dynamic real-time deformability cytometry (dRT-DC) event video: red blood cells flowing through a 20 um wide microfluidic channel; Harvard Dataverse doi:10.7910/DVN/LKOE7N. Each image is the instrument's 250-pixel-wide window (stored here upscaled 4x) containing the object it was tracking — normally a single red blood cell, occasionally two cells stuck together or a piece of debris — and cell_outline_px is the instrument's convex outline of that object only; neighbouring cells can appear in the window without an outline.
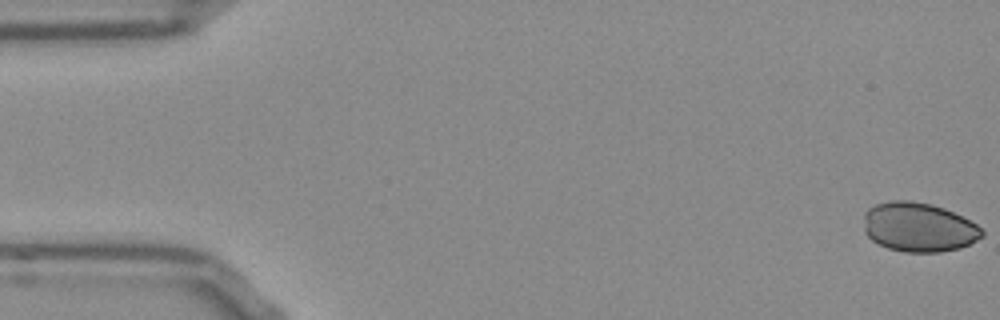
{"species": "Egyptian fruit bat (a non-hibernating species)", "species_latin": "Rousettus aegyptiacus", "temperature_condition": "room temperature", "stored_images_in_passage": 53, "camera_frame_rate_fps": 3000, "um_per_image_px": 0.085, "frame": {"image": 1, "passage_image": 1, "time_ms": 0.0, "image_size_px": [1000, 320], "cell_outline_px": [[984, 236], [960, 248], [940, 252], [904, 252], [888, 248], [872, 240], [864, 232], [864, 212], [868, 208], [876, 204], [892, 200], [908, 200], [932, 204], [944, 208], [976, 224], [984, 232]], "centroid_in_image_um": [78.06, 19.31], "position_along_channel_um": 6.9, "area_um2": 33.93}}
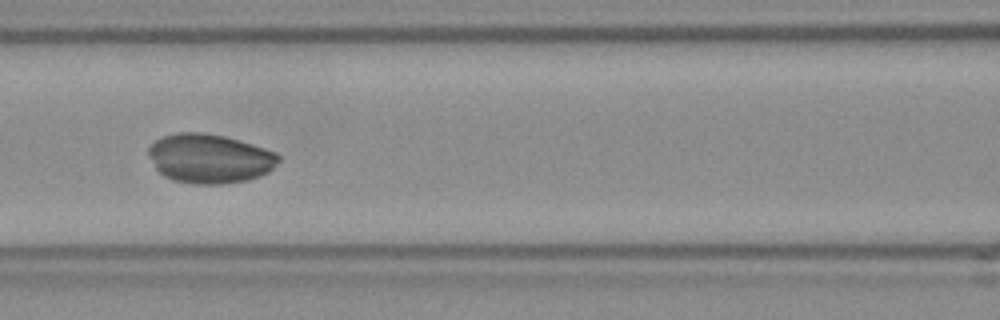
{"frame": {"image": 2, "passage_image": 23, "time_ms": 7.333, "image_size_px": [1000, 320], "cell_outline_px": [[280, 160], [268, 172], [260, 176], [248, 180], [220, 184], [192, 184], [172, 180], [164, 176], [156, 168], [148, 156], [148, 148], [156, 140], [164, 136], [180, 132], [204, 132], [224, 136], [252, 144], [276, 152], [280, 156]], "centroid_in_image_um": [17.81, 13.48], "position_along_channel_um": 148.8, "area_um2": 37.34}}
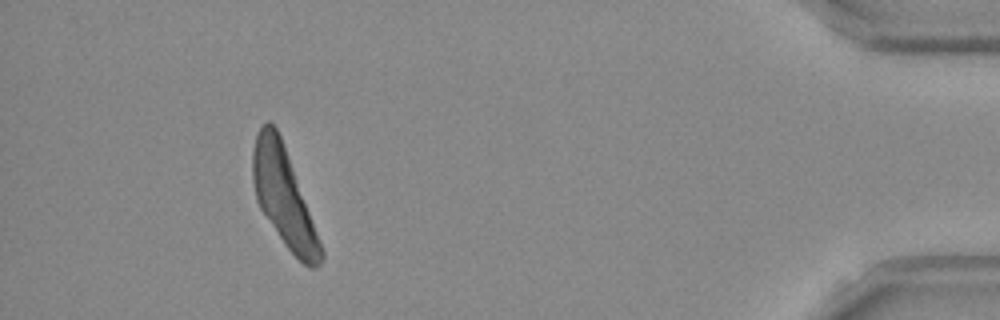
{"frame": {"image": 3, "passage_image": 49, "time_ms": 16.0, "image_size_px": [1000, 320], "cell_outline_px": [[324, 256], [320, 264], [316, 268], [312, 268], [304, 264], [284, 244], [260, 208], [256, 200], [252, 180], [252, 148], [256, 136], [260, 128], [268, 120], [276, 128], [280, 136], [324, 252]], "centroid_in_image_um": [24.08, 16.75], "position_along_channel_um": 411.1, "area_um2": 37.86}}